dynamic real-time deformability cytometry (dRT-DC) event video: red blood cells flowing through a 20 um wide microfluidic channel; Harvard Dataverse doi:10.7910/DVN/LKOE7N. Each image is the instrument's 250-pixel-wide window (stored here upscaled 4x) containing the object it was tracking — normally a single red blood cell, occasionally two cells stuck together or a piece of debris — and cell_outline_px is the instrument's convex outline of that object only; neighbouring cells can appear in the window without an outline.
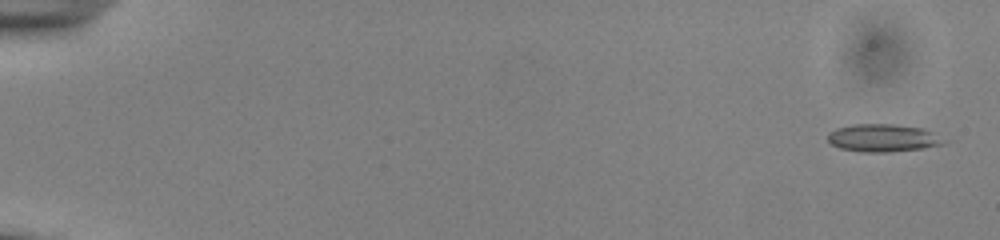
{"species": "common noctule bat (a hibernating species)", "species_latin": "Nyctalus noctula", "temperature_condition": "cold", "stored_images_in_passage": 54, "camera_frame_rate_fps": 3000, "um_per_image_px": 0.085, "animal": {"sex": "male", "body_mass_g": 13.0, "forearm_length_mm": 53.1}, "frame": {"image": 1, "passage_image": 2, "time_ms": 0.333, "image_size_px": [1000, 240], "cell_outline_px": [[948, 140], [944, 144], [924, 148], [888, 152], [860, 152], [840, 148], [832, 144], [828, 140], [828, 136], [836, 128], [852, 124], [892, 124], [920, 128], [932, 132]], "centroid_in_image_um": [75.08, 11.73], "position_along_channel_um": 9.9, "area_um2": 18.67}}
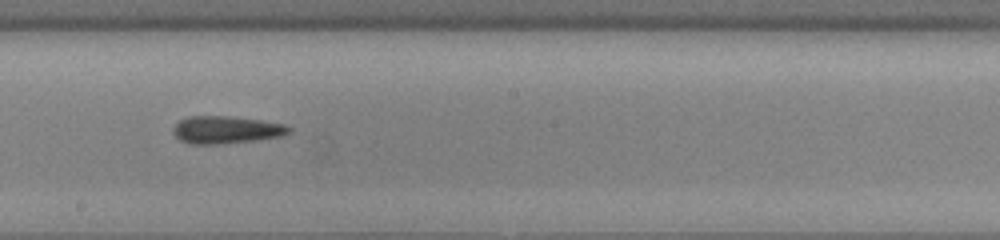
{"frame": {"image": 2, "passage_image": 32, "time_ms": 10.333, "image_size_px": [1000, 240], "cell_outline_px": [[292, 132], [284, 136], [260, 140], [224, 144], [188, 144], [180, 140], [172, 132], [172, 128], [180, 120], [188, 116], [228, 116], [260, 120], [284, 124], [292, 128]], "centroid_in_image_um": [19.25, 11.05], "position_along_channel_um": 228.9, "area_um2": 18.9}}
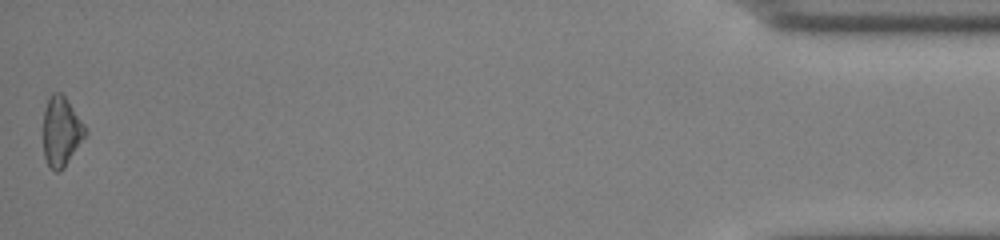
{"frame": {"image": 3, "passage_image": 54, "time_ms": 17.667, "image_size_px": [1000, 240], "cell_outline_px": [[88, 132], [64, 168], [60, 172], [56, 172], [48, 164], [44, 156], [44, 112], [48, 100], [56, 92], [60, 92], [64, 96], [84, 124]], "centroid_in_image_um": [5.22, 11.21], "position_along_channel_um": 430.0, "area_um2": 16.65}, "authors_computed_cell_mechanics": {"area_um2": 17.9758, "velocity_mm_per_s": 3.8975, "shape_relaxation_time_tau1_ms": 3.4474, "shape_relaxation_time_tau2_ms": 5.9051, "deformation_change_tau1": 0.0994, "deformation_change_tau2": 0.1681}}